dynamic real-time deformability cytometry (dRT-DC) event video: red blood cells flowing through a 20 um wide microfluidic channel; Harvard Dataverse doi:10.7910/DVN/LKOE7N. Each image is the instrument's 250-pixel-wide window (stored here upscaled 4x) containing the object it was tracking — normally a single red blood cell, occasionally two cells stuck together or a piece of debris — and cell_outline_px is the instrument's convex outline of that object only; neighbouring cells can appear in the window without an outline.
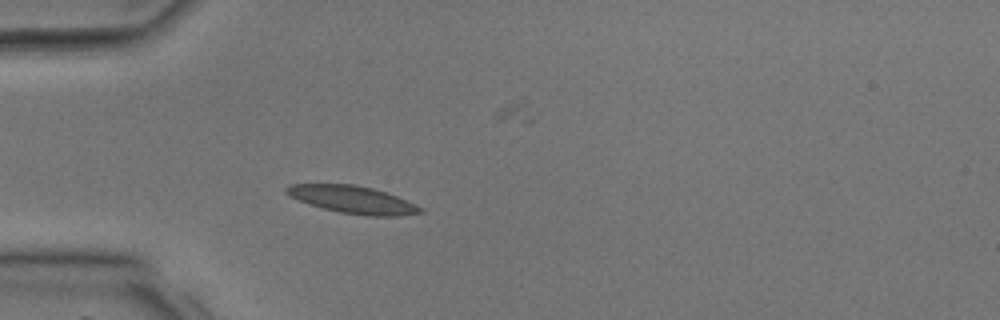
{"species": "common noctule bat (a hibernating species)", "species_latin": "Nyctalus noctula", "temperature_condition": "room temperature", "stored_images_in_passage": 36, "camera_frame_rate_fps": 3000, "um_per_image_px": 0.085, "animal": {"sex": "male", "body_mass_g": 17.9, "forearm_length_mm": 54.2}, "frame": {"image": 1, "passage_image": 8, "time_ms": 2.333, "image_size_px": [1000, 320], "cell_outline_px": [[424, 212], [400, 216], [368, 216], [340, 212], [324, 208], [300, 200], [284, 192], [284, 188], [292, 184], [356, 184], [388, 192], [416, 204], [424, 208]], "centroid_in_image_um": [30.06, 16.96], "position_along_channel_um": 54.9, "area_um2": 21.39}}
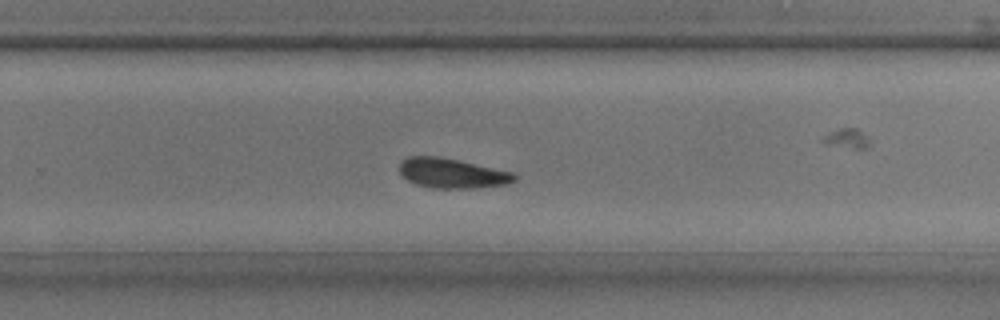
{"frame": {"image": 2, "passage_image": 22, "time_ms": 7.0, "image_size_px": [1000, 320], "cell_outline_px": [[516, 180], [504, 184], [476, 188], [432, 188], [416, 184], [408, 180], [400, 172], [400, 160], [408, 156], [440, 156], [460, 160], [512, 172], [516, 176]], "centroid_in_image_um": [38.39, 14.71], "position_along_channel_um": 291.4, "area_um2": 19.94}}
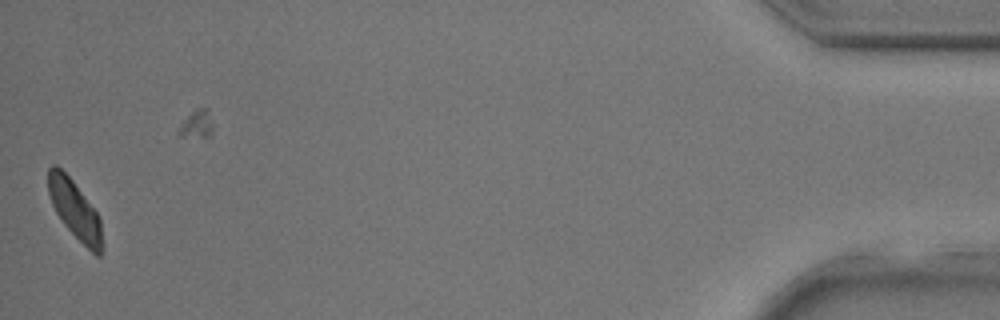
{"frame": {"image": 3, "passage_image": 35, "time_ms": 11.333, "image_size_px": [1000, 320], "cell_outline_px": [[104, 248], [100, 256], [96, 256], [64, 224], [56, 212], [52, 204], [48, 192], [48, 168], [52, 164], [56, 164], [72, 180], [96, 212], [100, 220], [104, 244]], "centroid_in_image_um": [6.38, 17.84], "position_along_channel_um": 428.8, "area_um2": 18.15}}